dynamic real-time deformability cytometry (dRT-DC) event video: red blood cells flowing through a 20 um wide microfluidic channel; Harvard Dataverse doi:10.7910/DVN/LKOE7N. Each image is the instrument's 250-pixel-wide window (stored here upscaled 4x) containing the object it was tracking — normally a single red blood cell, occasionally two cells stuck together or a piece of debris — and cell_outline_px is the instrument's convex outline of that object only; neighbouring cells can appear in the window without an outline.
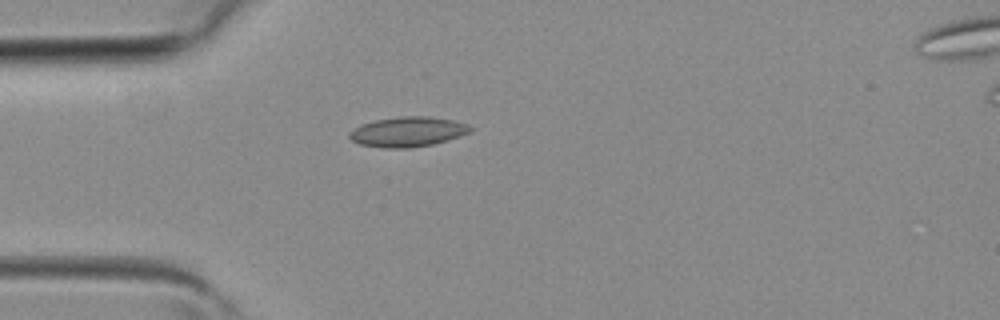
{"species": "common noctule bat (a hibernating species)", "species_latin": "Nyctalus noctula", "temperature_condition": "room temperature", "stored_images_in_passage": 3, "segment_of_instrument_passage": [1, 2], "camera_frame_rate_fps": 3000, "um_per_image_px": 0.085, "animal": {"sex": "female", "body_mass_g": 19.3, "forearm_length_mm": 54.1}, "frame": {"image": 1, "passage_image": 2, "time_ms": 0.333, "image_size_px": [1000, 320], "cell_outline_px": [[472, 132], [448, 140], [432, 144], [408, 148], [384, 148], [360, 144], [352, 140], [348, 136], [348, 132], [360, 124], [376, 120], [400, 116], [432, 116], [452, 120], [468, 124], [472, 128]], "centroid_in_image_um": [34.66, 11.19], "position_along_channel_um": 50.3, "area_um2": 21.21}}